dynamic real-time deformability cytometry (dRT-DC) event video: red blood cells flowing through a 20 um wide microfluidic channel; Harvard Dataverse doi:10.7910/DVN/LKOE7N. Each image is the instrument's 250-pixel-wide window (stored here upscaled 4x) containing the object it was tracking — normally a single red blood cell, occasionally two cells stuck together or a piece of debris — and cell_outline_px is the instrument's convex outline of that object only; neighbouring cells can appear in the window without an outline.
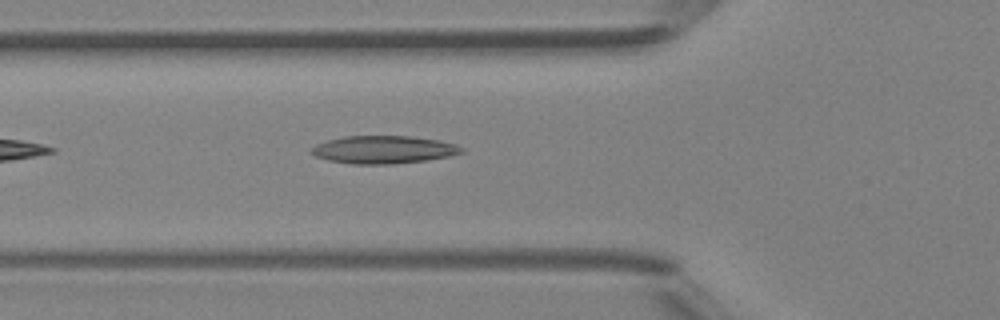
{"species": "Egyptian fruit bat (a non-hibernating species)", "species_latin": "Rousettus aegyptiacus", "temperature_condition": "room temperature", "stored_images_in_passage": 34, "camera_frame_rate_fps": 3000, "um_per_image_px": 0.085, "animal": {"sex": "female"}, "frame": {"image": 1, "passage_image": 3, "time_ms": 0.667, "image_size_px": [1000, 320], "cell_outline_px": [[464, 152], [448, 156], [424, 160], [392, 164], [352, 164], [328, 160], [316, 156], [308, 152], [316, 144], [328, 140], [344, 136], [412, 136], [440, 140], [456, 144], [464, 148]], "centroid_in_image_um": [32.6, 12.71], "position_along_channel_um": 93.2, "area_um2": 24.33}}
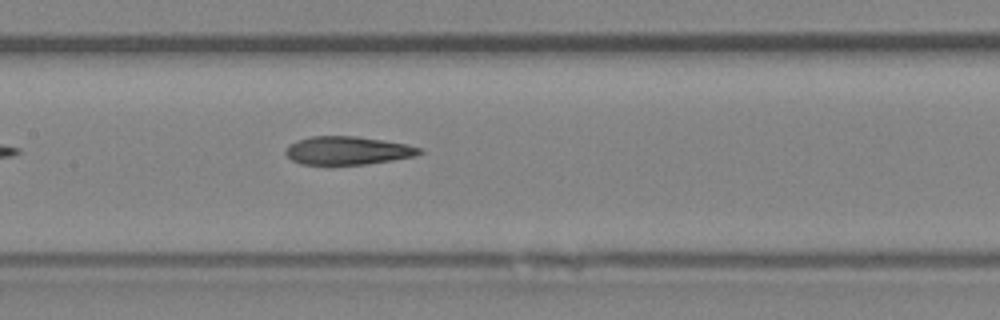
{"frame": {"image": 2, "passage_image": 9, "time_ms": 2.667, "image_size_px": [1000, 320], "cell_outline_px": [[424, 152], [416, 156], [392, 160], [364, 164], [300, 164], [292, 160], [284, 152], [288, 144], [296, 140], [312, 136], [356, 136], [384, 140], [408, 144], [424, 148]], "centroid_in_image_um": [29.58, 12.78], "position_along_channel_um": 177.8, "area_um2": 22.2}}
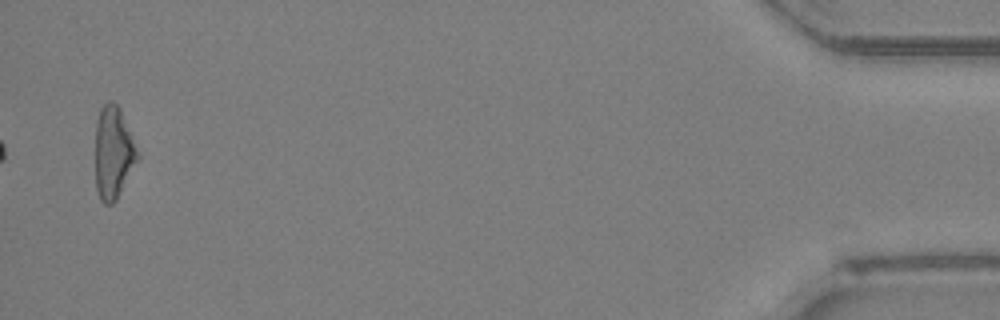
{"frame": {"image": 3, "passage_image": 33, "time_ms": 10.667, "image_size_px": [1000, 320], "cell_outline_px": [[140, 160], [116, 200], [112, 204], [104, 204], [100, 200], [96, 188], [96, 120], [100, 108], [108, 100], [112, 100], [120, 108], [140, 152]], "centroid_in_image_um": [9.67, 12.98], "position_along_channel_um": 425.5, "area_um2": 23.29}, "authors_computed_cell_mechanics": {"area_um2": 22.831, "velocity_mm_per_s": 4.2374, "shape_relaxation_time_tau1_ms": null, "shape_relaxation_time_tau2_ms": 3.1468, "deformation_change_tau1": null, "deformation_change_tau2": 0.1417}}